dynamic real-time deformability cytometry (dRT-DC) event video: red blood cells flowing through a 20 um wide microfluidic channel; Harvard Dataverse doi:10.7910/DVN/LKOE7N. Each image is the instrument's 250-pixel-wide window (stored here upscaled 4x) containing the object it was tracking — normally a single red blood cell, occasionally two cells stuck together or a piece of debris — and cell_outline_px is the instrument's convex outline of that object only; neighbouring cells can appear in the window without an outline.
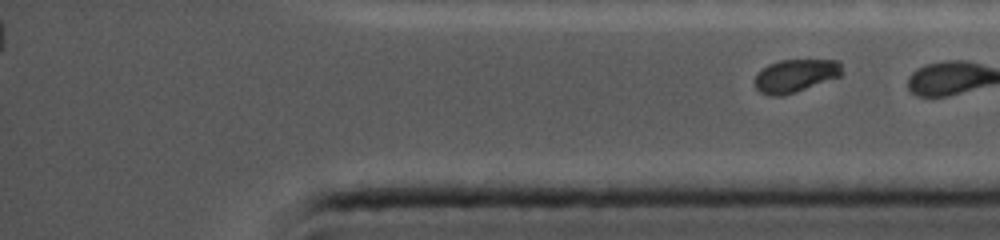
{"species": "common noctule bat (a hibernating species)", "species_latin": "Nyctalus noctula", "temperature_condition": "cold", "stored_images_in_passage": 27, "segment_of_instrument_passage": [2, 2], "camera_frame_rate_fps": 5000, "um_per_image_px": 0.085, "animal": {"sex": "female", "body_mass_g": 19.0, "forearm_length_mm": 56.7}, "frame": {"image": 1, "passage_image": 27, "time_ms": 12.6, "image_size_px": [1000, 240], "cell_outline_px": [[844, 72], [840, 76], [780, 96], [768, 96], [760, 92], [756, 88], [756, 72], [768, 64], [780, 60], [840, 60]], "centroid_in_image_um": [67.6, 6.41], "position_along_channel_um": 367.6, "area_um2": 16.59}}